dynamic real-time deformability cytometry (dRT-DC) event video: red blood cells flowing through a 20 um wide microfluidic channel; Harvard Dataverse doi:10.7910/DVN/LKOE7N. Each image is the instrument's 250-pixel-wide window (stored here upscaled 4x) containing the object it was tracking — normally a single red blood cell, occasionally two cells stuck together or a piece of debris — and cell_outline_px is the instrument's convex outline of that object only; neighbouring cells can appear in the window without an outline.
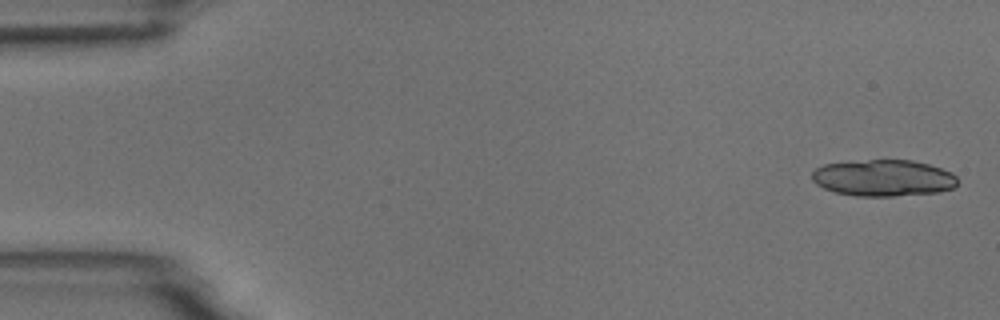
{"species": "common noctule bat (a hibernating species)", "species_latin": "Nyctalus noctula", "temperature_condition": "room temperature", "stored_images_in_passage": 7, "camera_frame_rate_fps": 3000, "um_per_image_px": 0.085, "animal": {"sex": "male", "body_mass_g": 18.8}, "frame": {"image": 1, "passage_image": 1, "time_ms": 0.0, "image_size_px": [1000, 320], "cell_outline_px": [[960, 180], [956, 188], [940, 192], [896, 196], [856, 196], [836, 192], [824, 188], [816, 184], [812, 180], [812, 172], [816, 168], [824, 164], [868, 160], [912, 160], [928, 164], [952, 172]], "centroid_in_image_um": [75.14, 15.14], "position_along_channel_um": 9.9, "area_um2": 31.21}}